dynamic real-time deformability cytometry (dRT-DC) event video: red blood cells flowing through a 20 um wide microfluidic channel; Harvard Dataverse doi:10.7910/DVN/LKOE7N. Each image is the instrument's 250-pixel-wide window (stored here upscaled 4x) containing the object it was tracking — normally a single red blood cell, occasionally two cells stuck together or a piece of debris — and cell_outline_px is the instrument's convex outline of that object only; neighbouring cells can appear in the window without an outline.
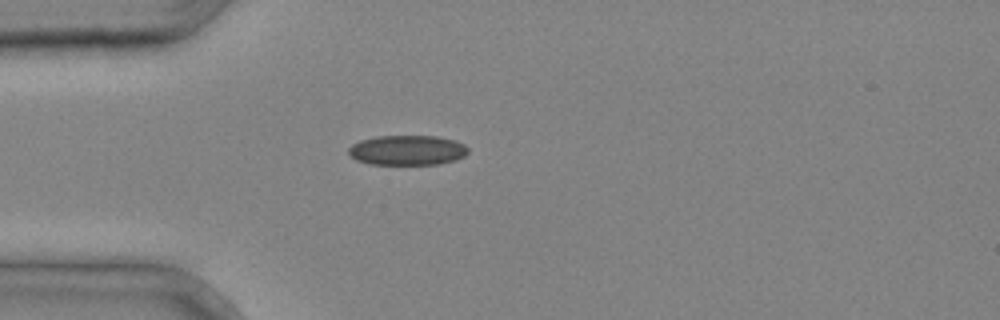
{"species": "common noctule bat (a hibernating species)", "species_latin": "Nyctalus noctula", "temperature_condition": "cold", "stored_images_in_passage": 2, "camera_frame_rate_fps": 3000, "um_per_image_px": 0.085, "animal": {"sex": "male", "body_mass_g": 20.4}, "frame": {"image": 1, "passage_image": 2, "time_ms": 0.333, "image_size_px": [1000, 320], "cell_outline_px": [[468, 152], [464, 156], [456, 160], [440, 164], [372, 164], [356, 160], [348, 152], [348, 148], [352, 144], [360, 140], [376, 136], [436, 136], [456, 140], [464, 144], [468, 148]], "centroid_in_image_um": [34.64, 12.76], "position_along_channel_um": 50.4, "area_um2": 20.92}}